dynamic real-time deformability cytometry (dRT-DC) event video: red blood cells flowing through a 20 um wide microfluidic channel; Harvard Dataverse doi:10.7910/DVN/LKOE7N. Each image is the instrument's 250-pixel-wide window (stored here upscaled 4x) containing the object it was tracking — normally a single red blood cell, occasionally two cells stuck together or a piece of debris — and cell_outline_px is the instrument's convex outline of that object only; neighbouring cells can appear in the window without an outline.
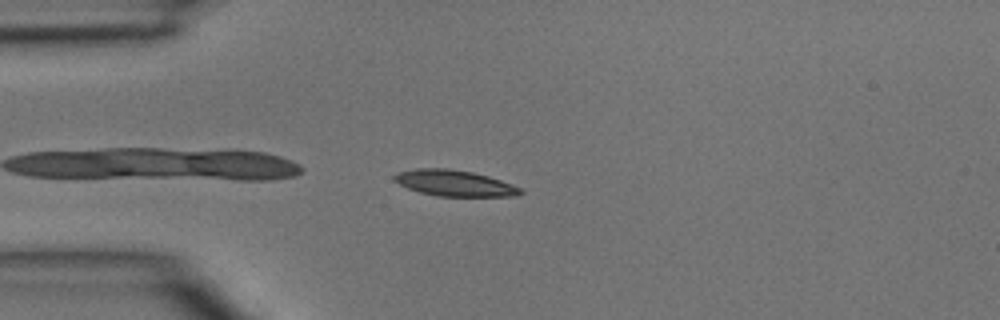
{"species": "common noctule bat (a hibernating species)", "species_latin": "Nyctalus noctula", "temperature_condition": "room temperature", "stored_images_in_passage": 35, "camera_frame_rate_fps": 3000, "um_per_image_px": 0.085, "animal": {"sex": "male", "body_mass_g": 15.6}, "frame": {"image": 1, "passage_image": 1, "time_ms": 0.0, "image_size_px": [1000, 320], "cell_outline_px": [[524, 192], [516, 196], [436, 196], [420, 192], [408, 188], [392, 180], [392, 176], [400, 172], [416, 168], [448, 168], [472, 172], [488, 176], [512, 184], [520, 188]], "centroid_in_image_um": [38.62, 15.56], "position_along_channel_um": 46.4, "area_um2": 19.07}}
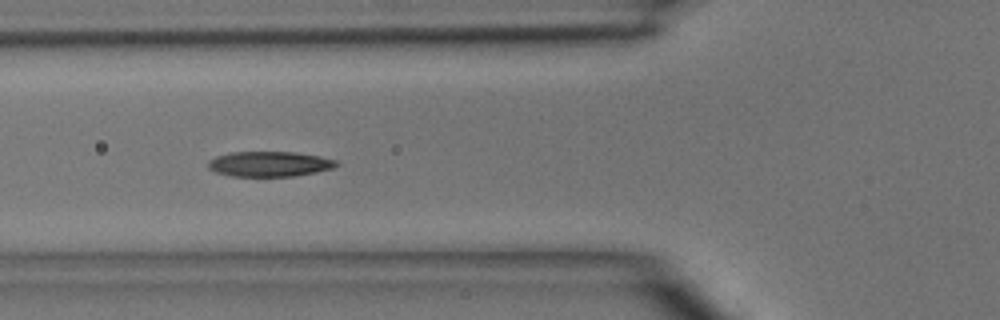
{"frame": {"image": 2, "passage_image": 6, "time_ms": 1.667, "image_size_px": [1000, 320], "cell_outline_px": [[340, 164], [332, 168], [316, 172], [292, 176], [232, 176], [216, 172], [208, 168], [208, 160], [216, 156], [232, 152], [296, 152], [320, 156], [336, 160]], "centroid_in_image_um": [22.9, 13.93], "position_along_channel_um": 102.9, "area_um2": 18.79}}
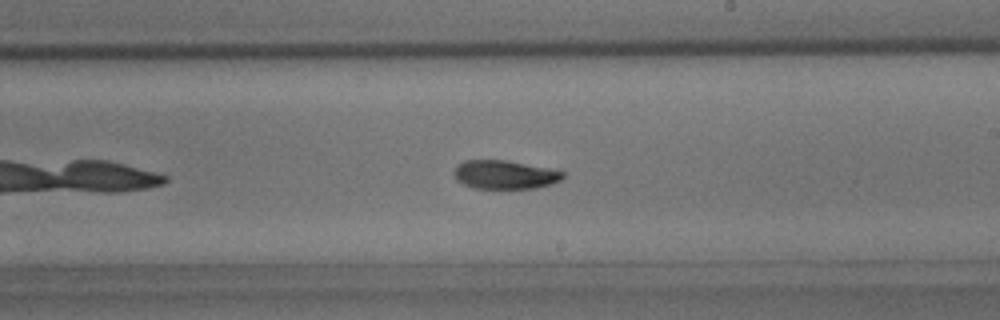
{"frame": {"image": 3, "passage_image": 16, "time_ms": 5.0, "image_size_px": [1000, 320], "cell_outline_px": [[564, 176], [560, 180], [552, 184], [536, 188], [472, 188], [456, 180], [452, 172], [456, 164], [464, 160], [504, 160], [548, 168], [564, 172]], "centroid_in_image_um": [42.85, 14.84], "position_along_channel_um": 246.2, "area_um2": 18.21}}